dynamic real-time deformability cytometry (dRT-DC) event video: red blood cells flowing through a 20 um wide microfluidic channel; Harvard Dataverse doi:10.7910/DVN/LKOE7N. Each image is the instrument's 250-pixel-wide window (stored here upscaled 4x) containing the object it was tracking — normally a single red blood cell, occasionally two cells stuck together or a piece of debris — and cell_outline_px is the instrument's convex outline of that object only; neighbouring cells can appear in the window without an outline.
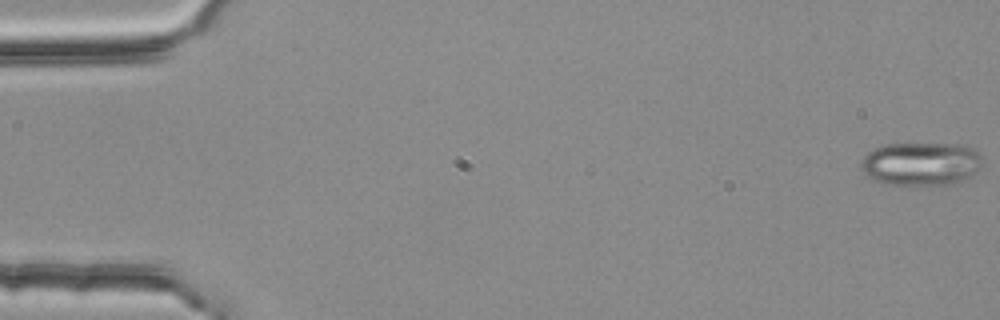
{"species": "common noctule bat (a hibernating species)", "species_latin": "Nyctalus noctula", "temperature_condition": "room temperature", "stored_images_in_passage": 55, "camera_frame_rate_fps": 3000, "um_per_image_px": 0.085, "animal": {"sex": "female", "body_mass_g": 25.1}, "frame": {"image": 1, "passage_image": 1, "time_ms": 0.0, "image_size_px": [1000, 320], "cell_outline_px": [[980, 168], [972, 176], [964, 180], [952, 184], [884, 184], [868, 176], [864, 172], [860, 164], [864, 156], [868, 152], [884, 144], [964, 144], [972, 148], [980, 156]], "centroid_in_image_um": [78.29, 13.91], "position_along_channel_um": 6.7, "area_um2": 30.46}}
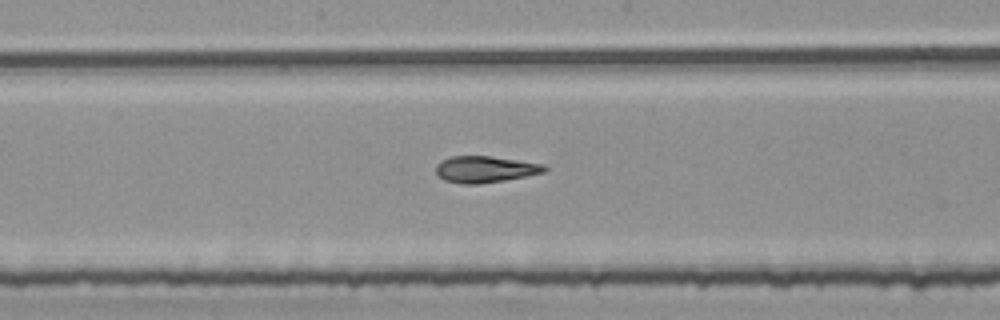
{"frame": {"image": 2, "passage_image": 29, "time_ms": 9.333, "image_size_px": [1000, 320], "cell_outline_px": [[548, 168], [544, 172], [504, 180], [476, 184], [460, 184], [444, 180], [436, 172], [436, 164], [440, 160], [452, 156], [488, 156], [544, 164]], "centroid_in_image_um": [41.19, 14.39], "position_along_channel_um": 207.0, "area_um2": 16.59}}
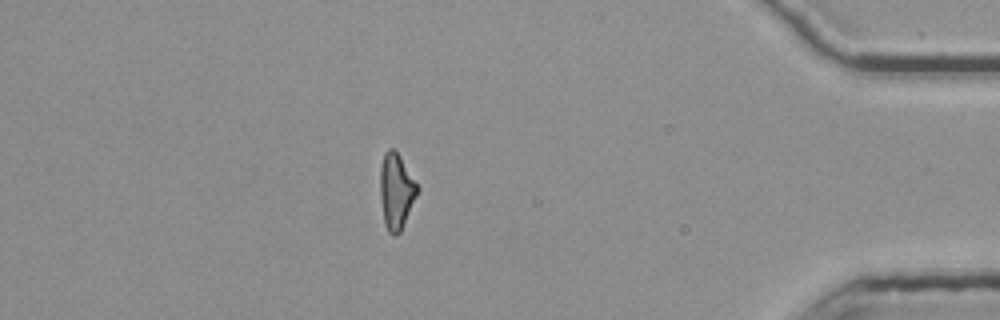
{"frame": {"image": 3, "passage_image": 48, "time_ms": 15.667, "image_size_px": [1000, 320], "cell_outline_px": [[420, 188], [400, 232], [396, 236], [392, 236], [388, 232], [384, 224], [380, 196], [380, 168], [384, 152], [388, 148], [392, 148], [400, 156]], "centroid_in_image_um": [33.67, 16.26], "position_along_channel_um": 401.5, "area_um2": 16.47}, "authors_computed_cell_mechanics": {"area_um2": 17.051, "velocity_mm_per_s": 3.803, "shape_relaxation_time_tau1_ms": 5.7858, "shape_relaxation_time_tau2_ms": 2.0612, "deformation_change_tau1": 0.1696, "deformation_change_tau2": 0.0975}}